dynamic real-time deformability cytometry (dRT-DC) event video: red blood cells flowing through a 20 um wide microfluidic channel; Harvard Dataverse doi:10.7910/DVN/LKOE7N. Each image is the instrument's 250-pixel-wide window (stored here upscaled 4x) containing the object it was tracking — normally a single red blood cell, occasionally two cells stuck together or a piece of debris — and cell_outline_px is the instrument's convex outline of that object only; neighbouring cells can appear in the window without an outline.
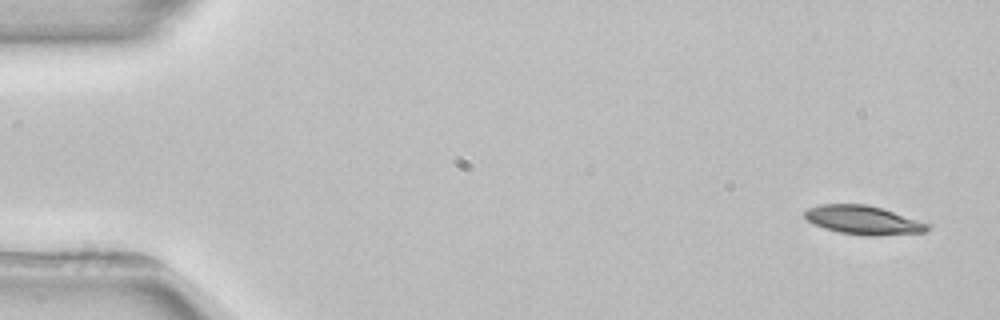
{"species": "common noctule bat (a hibernating species)", "species_latin": "Nyctalus noctula", "temperature_condition": "room temperature", "stored_images_in_passage": 4, "camera_frame_rate_fps": 3000, "um_per_image_px": 0.085, "animal": {"sex": "female", "body_mass_g": 22.7, "forearm_length_mm": 54.2}, "frame": {"image": 1, "passage_image": 1, "time_ms": 0.0, "image_size_px": [1000, 320], "cell_outline_px": [[932, 224], [928, 232], [876, 236], [864, 236], [840, 232], [824, 228], [808, 220], [804, 216], [804, 212], [808, 208], [820, 204], [868, 204]], "centroid_in_image_um": [73.43, 18.71], "position_along_channel_um": 11.6, "area_um2": 20.69}}
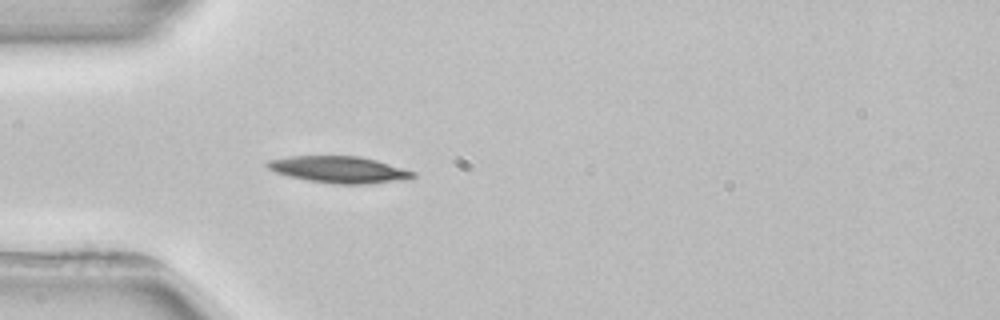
{"frame": {"image": 2, "passage_image": 4, "time_ms": 4.333, "image_size_px": [1000, 320], "cell_outline_px": [[416, 176], [412, 180], [368, 184], [332, 184], [308, 180], [288, 176], [276, 172], [268, 168], [264, 164], [268, 160], [292, 156], [360, 156], [376, 160], [416, 172]], "centroid_in_image_um": [28.88, 14.43], "position_along_channel_um": 56.1, "area_um2": 22.89}}